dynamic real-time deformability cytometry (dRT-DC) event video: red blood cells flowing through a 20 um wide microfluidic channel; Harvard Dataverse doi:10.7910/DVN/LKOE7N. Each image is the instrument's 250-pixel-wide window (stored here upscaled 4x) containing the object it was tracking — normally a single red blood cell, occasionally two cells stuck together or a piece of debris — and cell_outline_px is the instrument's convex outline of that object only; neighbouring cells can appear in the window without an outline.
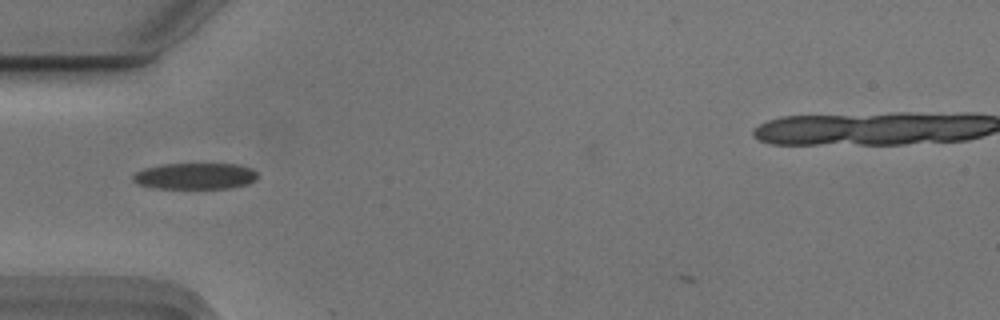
{"species": "Egyptian fruit bat (a non-hibernating species)", "species_latin": "Rousettus aegyptiacus", "temperature_condition": "cold", "stored_images_in_passage": 36, "camera_frame_rate_fps": 3000, "um_per_image_px": 0.085, "animal": {"sex": "male"}, "frame": {"image": 1, "passage_image": 1, "time_ms": 0.0, "image_size_px": [1000, 320], "cell_outline_px": [[256, 180], [248, 184], [232, 188], [152, 188], [136, 184], [132, 180], [132, 176], [136, 172], [144, 168], [164, 164], [240, 164], [252, 168], [256, 172]], "centroid_in_image_um": [16.58, 14.97], "position_along_channel_um": 68.4, "area_um2": 19.25}}
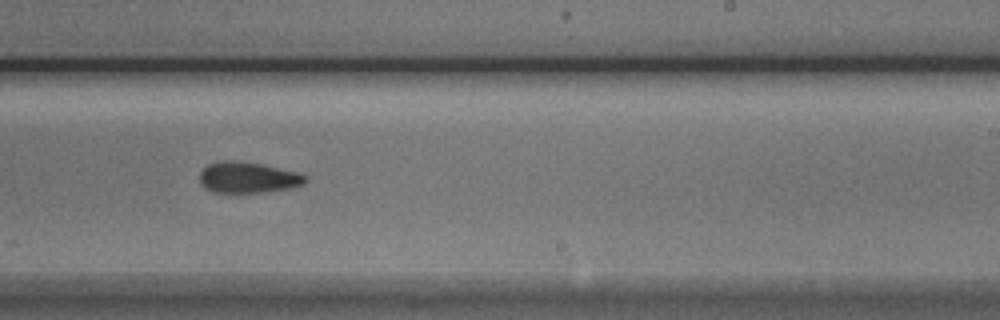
{"frame": {"image": 2, "passage_image": 17, "time_ms": 5.333, "image_size_px": [1000, 320], "cell_outline_px": [[308, 180], [304, 184], [288, 188], [264, 192], [212, 192], [204, 188], [200, 184], [200, 172], [208, 164], [220, 160], [232, 160], [260, 164], [300, 172]], "centroid_in_image_um": [21.05, 15.08], "position_along_channel_um": 268.0, "area_um2": 19.07}}
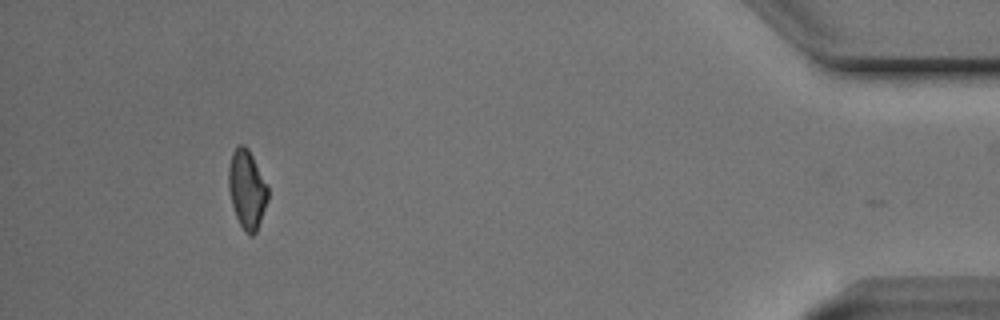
{"frame": {"image": 3, "passage_image": 34, "time_ms": 11.0, "image_size_px": [1000, 320], "cell_outline_px": [[268, 200], [256, 232], [252, 236], [248, 236], [244, 232], [236, 216], [232, 204], [228, 188], [228, 168], [232, 152], [240, 144], [244, 144], [248, 148], [268, 184]], "centroid_in_image_um": [20.99, 16.09], "position_along_channel_um": 414.2, "area_um2": 18.21}, "authors_computed_cell_mechanics": {"area_um2": 19.1318, "velocity_mm_per_s": 3.742, "shape_relaxation_time_tau1_ms": 3.7161, "shape_relaxation_time_tau2_ms": 4.515, "deformation_change_tau1": 0.0964, "deformation_change_tau2": 0.1079}}